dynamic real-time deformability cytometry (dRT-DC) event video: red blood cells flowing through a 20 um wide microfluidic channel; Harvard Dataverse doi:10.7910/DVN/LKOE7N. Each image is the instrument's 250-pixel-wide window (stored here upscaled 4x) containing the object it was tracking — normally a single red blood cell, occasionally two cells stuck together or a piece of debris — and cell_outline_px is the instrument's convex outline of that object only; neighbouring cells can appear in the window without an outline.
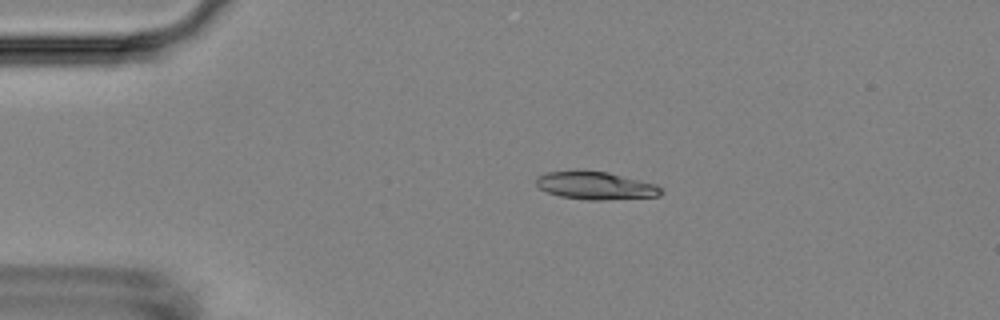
{"species": "Egyptian fruit bat (a non-hibernating species)", "species_latin": "Rousettus aegyptiacus", "temperature_condition": "room temperature", "stored_images_in_passage": 6, "camera_frame_rate_fps": 3000, "um_per_image_px": 0.085, "animal": {"sex": "female"}, "frame": {"image": 1, "passage_image": 4, "time_ms": 3.333, "image_size_px": [1000, 320], "cell_outline_px": [[664, 192], [660, 196], [604, 200], [588, 200], [560, 196], [548, 192], [540, 188], [536, 184], [536, 176], [548, 172], [608, 172], [656, 184]], "centroid_in_image_um": [50.66, 15.8], "position_along_channel_um": 34.3, "area_um2": 19.83}}
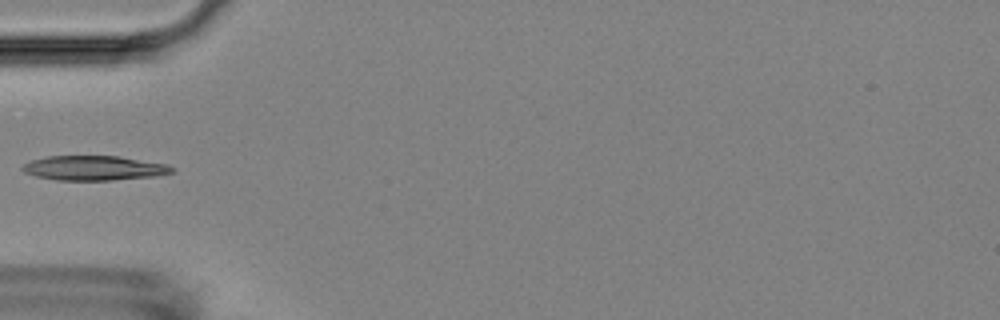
{"frame": {"image": 2, "passage_image": 6, "time_ms": 5.667, "image_size_px": [1000, 320], "cell_outline_px": [[176, 168], [172, 172], [156, 176], [112, 180], [56, 180], [36, 176], [24, 172], [20, 168], [24, 164], [32, 160], [48, 156], [120, 156], [168, 164]], "centroid_in_image_um": [8.02, 14.28], "position_along_channel_um": 77.0, "area_um2": 21.5}}